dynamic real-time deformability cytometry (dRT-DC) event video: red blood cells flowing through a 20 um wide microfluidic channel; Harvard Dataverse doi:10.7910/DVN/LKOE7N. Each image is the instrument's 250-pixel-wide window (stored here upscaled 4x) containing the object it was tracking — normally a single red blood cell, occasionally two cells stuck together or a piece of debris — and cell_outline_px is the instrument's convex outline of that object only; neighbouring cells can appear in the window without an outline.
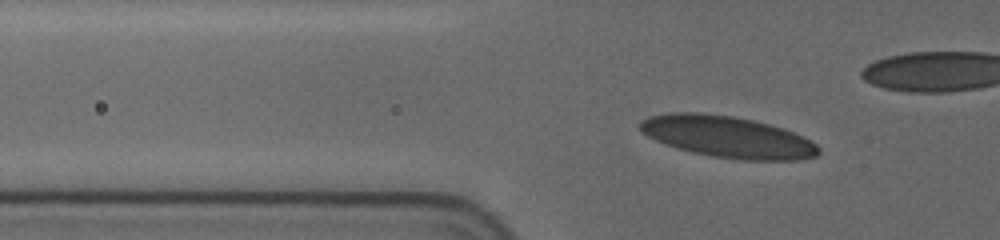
{"species": "human", "species_latin": "Homo sapiens", "temperature_condition": "cold", "stored_images_in_passage": 41, "camera_frame_rate_fps": 3000, "um_per_image_px": 0.085, "donor": {"sex": "female"}, "frame": {"image": 1, "passage_image": 3, "time_ms": 0.667, "image_size_px": [1000, 240], "cell_outline_px": [[820, 152], [816, 156], [800, 160], [744, 160], [712, 156], [692, 152], [656, 140], [640, 132], [640, 120], [648, 116], [672, 112], [700, 112], [732, 116], [752, 120], [768, 124], [792, 132], [816, 144], [820, 148]], "centroid_in_image_um": [61.82, 11.63], "position_along_channel_um": 64.0, "area_um2": 42.83}}
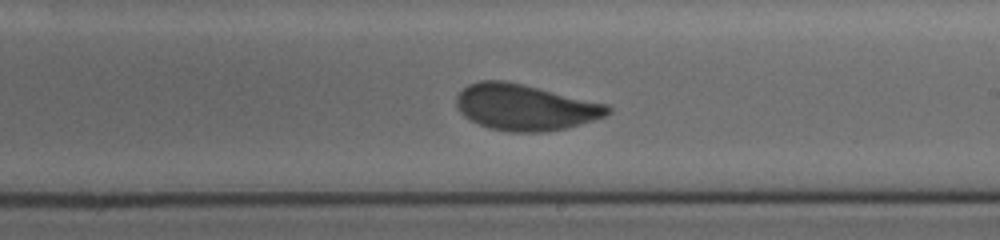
{"frame": {"image": 2, "passage_image": 19, "time_ms": 6.0, "image_size_px": [1000, 240], "cell_outline_px": [[612, 112], [604, 116], [592, 120], [564, 128], [544, 132], [512, 132], [488, 128], [464, 116], [456, 104], [456, 96], [468, 84], [480, 80], [504, 80], [524, 84], [608, 104], [612, 108]], "centroid_in_image_um": [44.64, 9.1], "position_along_channel_um": 244.4, "area_um2": 40.52}}
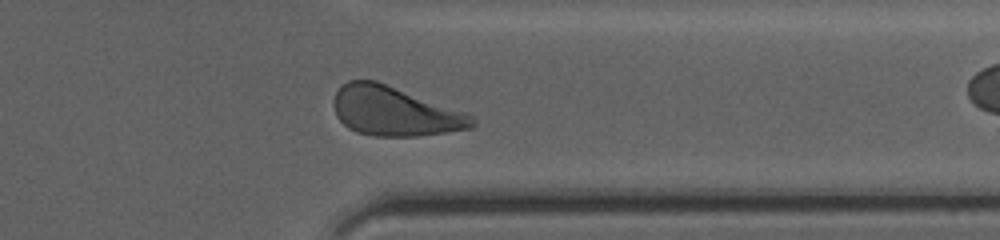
{"frame": {"image": 3, "passage_image": 30, "time_ms": 9.667, "image_size_px": [1000, 240], "cell_outline_px": [[476, 124], [472, 128], [416, 136], [372, 136], [356, 132], [348, 128], [336, 116], [336, 92], [348, 80], [376, 80], [472, 116], [476, 120]], "centroid_in_image_um": [33.52, 9.47], "position_along_channel_um": 377.9, "area_um2": 38.84}}